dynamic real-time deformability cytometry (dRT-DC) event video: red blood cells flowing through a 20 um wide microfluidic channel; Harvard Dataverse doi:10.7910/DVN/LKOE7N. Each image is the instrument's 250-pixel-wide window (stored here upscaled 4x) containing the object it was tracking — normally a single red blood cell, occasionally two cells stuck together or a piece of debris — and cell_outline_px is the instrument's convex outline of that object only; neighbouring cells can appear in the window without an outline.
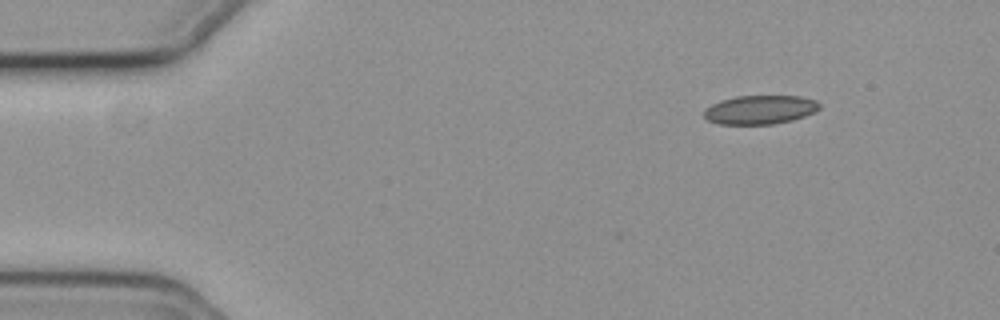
{"species": "common noctule bat (a hibernating species)", "species_latin": "Nyctalus noctula", "temperature_condition": "cold", "stored_images_in_passage": 10, "camera_frame_rate_fps": 3000, "um_per_image_px": 0.085, "animal": {"sex": "female", "body_mass_g": 19.3, "forearm_length_mm": 54.1}, "frame": {"image": 1, "passage_image": 1, "time_ms": 0.0, "image_size_px": [1000, 320], "cell_outline_px": [[820, 108], [816, 112], [792, 120], [772, 124], [716, 124], [708, 120], [704, 116], [704, 108], [720, 100], [736, 96], [800, 96], [816, 100], [820, 104]], "centroid_in_image_um": [64.6, 9.32], "position_along_channel_um": 20.4, "area_um2": 19.54}}
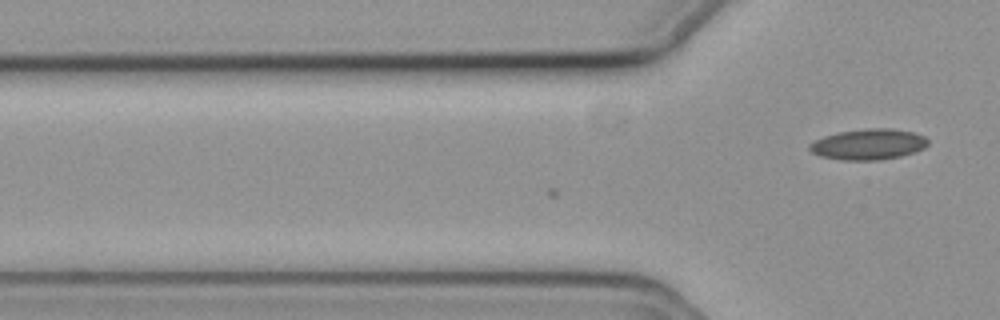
{"frame": {"image": 2, "passage_image": 10, "time_ms": 3.0, "image_size_px": [1000, 320], "cell_outline_px": [[928, 144], [924, 148], [900, 156], [880, 160], [840, 160], [820, 156], [812, 152], [808, 148], [808, 144], [824, 136], [840, 132], [864, 128], [892, 128], [912, 132], [924, 136], [928, 140]], "centroid_in_image_um": [73.8, 12.26], "position_along_channel_um": 52.0, "area_um2": 21.21}}